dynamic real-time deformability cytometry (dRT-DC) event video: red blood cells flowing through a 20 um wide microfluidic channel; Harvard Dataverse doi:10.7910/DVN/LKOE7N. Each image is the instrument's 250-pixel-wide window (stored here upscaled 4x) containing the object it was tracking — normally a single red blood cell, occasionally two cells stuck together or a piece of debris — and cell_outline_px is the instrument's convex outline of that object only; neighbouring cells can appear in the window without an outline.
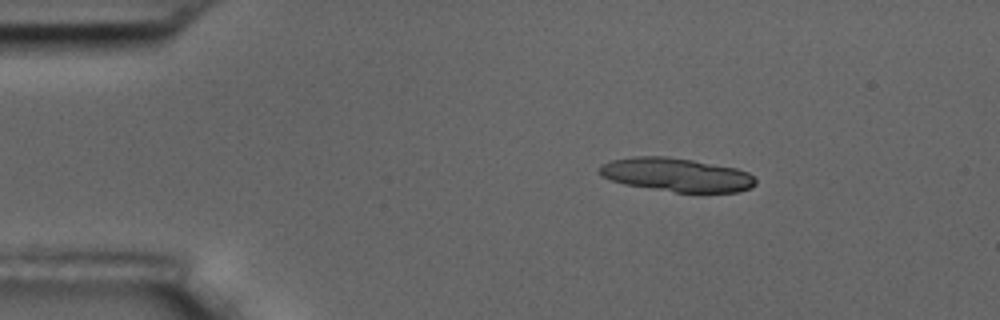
{"species": "common noctule bat (a hibernating species)", "species_latin": "Nyctalus noctula", "temperature_condition": "room temperature", "stored_images_in_passage": 6, "segment_of_instrument_passage": [1, 2], "camera_frame_rate_fps": 3000, "um_per_image_px": 0.085, "animal": {"sex": "male", "body_mass_g": 17.5, "forearm_length_mm": 52.3}, "frame": {"image": 1, "passage_image": 3, "time_ms": 2.333, "image_size_px": [1000, 320], "cell_outline_px": [[756, 184], [752, 188], [736, 192], [676, 192], [624, 184], [600, 176], [596, 172], [596, 168], [600, 164], [612, 160], [636, 156], [668, 156], [692, 160], [736, 168], [748, 172], [756, 180]], "centroid_in_image_um": [57.46, 14.85], "position_along_channel_um": 27.5, "area_um2": 30.69}}